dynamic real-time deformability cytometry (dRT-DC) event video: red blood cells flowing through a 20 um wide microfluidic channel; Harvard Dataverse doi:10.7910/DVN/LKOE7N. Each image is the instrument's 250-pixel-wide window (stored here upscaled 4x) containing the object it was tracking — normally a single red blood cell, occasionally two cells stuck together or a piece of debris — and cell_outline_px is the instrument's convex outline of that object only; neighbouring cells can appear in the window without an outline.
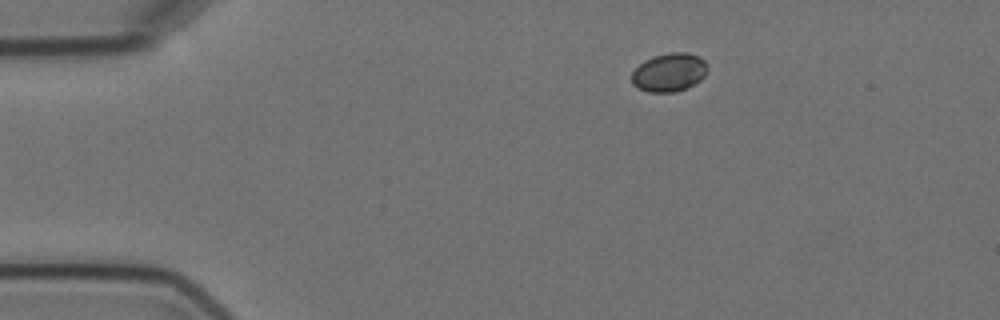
{"species": "Egyptian fruit bat (a non-hibernating species)", "species_latin": "Rousettus aegyptiacus", "temperature_condition": "cold", "stored_images_in_passage": 3, "camera_frame_rate_fps": 3000, "um_per_image_px": 0.085, "animal": {"sex": "female"}, "frame": {"image": 1, "passage_image": 1, "time_ms": 0.0, "image_size_px": [1000, 320], "cell_outline_px": [[708, 68], [704, 76], [700, 80], [676, 92], [648, 92], [632, 84], [632, 72], [644, 60], [652, 56], [672, 52], [684, 52], [700, 56], [708, 64]], "centroid_in_image_um": [56.89, 6.13], "position_along_channel_um": 28.1, "area_um2": 16.94}}